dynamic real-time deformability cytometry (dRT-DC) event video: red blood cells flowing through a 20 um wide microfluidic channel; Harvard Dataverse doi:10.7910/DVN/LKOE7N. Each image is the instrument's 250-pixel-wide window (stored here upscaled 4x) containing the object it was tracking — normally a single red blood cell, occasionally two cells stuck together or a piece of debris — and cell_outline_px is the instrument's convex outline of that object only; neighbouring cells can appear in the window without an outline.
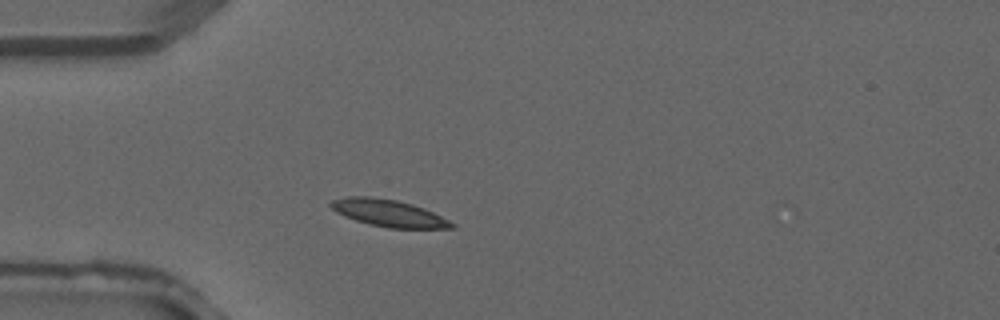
{"species": "common noctule bat (a hibernating species)", "species_latin": "Nyctalus noctula", "temperature_condition": "warm", "stored_images_in_passage": 1, "camera_frame_rate_fps": 3000, "um_per_image_px": 0.085, "animal": {"sex": "male", "forearm_length_mm": 52.5}, "frame": {"image": 1, "passage_image": 1, "time_ms": 0.0, "image_size_px": [1000, 320], "cell_outline_px": [[456, 228], [388, 228], [356, 220], [344, 216], [336, 212], [328, 204], [332, 200], [348, 196], [372, 196], [396, 200], [412, 204], [424, 208], [456, 224]], "centroid_in_image_um": [33.02, 18.1], "position_along_channel_um": 52.0, "area_um2": 18.9}}